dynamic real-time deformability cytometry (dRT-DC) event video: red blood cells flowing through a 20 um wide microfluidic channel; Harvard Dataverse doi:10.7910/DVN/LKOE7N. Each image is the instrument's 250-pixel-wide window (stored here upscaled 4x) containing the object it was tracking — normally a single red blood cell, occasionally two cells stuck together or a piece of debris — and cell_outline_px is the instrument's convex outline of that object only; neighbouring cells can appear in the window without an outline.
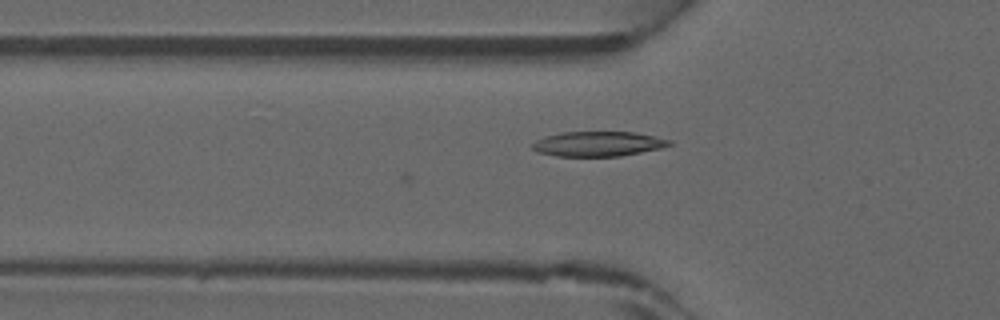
{"species": "common noctule bat (a hibernating species)", "species_latin": "Nyctalus noctula", "temperature_condition": "warm", "stored_images_in_passage": 2, "camera_frame_rate_fps": 3000, "um_per_image_px": 0.085, "animal": {"sex": "male", "forearm_length_mm": 52.5}, "frame": {"image": 1, "passage_image": 2, "time_ms": 0.333, "image_size_px": [1000, 320], "cell_outline_px": [[672, 144], [660, 148], [620, 156], [556, 156], [536, 152], [532, 148], [532, 144], [536, 140], [544, 136], [560, 132], [636, 132], [672, 140]], "centroid_in_image_um": [50.81, 12.22], "position_along_channel_um": 75.0, "area_um2": 19.88}}